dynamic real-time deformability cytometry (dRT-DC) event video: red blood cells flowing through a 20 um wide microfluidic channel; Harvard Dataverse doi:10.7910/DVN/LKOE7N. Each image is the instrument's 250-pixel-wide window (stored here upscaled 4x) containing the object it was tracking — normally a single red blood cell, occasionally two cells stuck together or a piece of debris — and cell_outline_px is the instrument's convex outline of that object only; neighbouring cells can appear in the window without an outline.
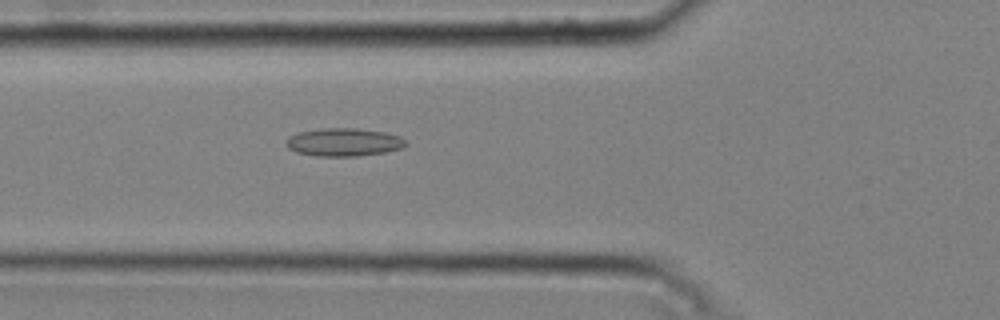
{"species": "common noctule bat (a hibernating species)", "species_latin": "Nyctalus noctula", "temperature_condition": "cold", "stored_images_in_passage": 42, "camera_frame_rate_fps": 3000, "um_per_image_px": 0.085, "animal": {"sex": "male", "body_mass_g": 20.4}, "frame": {"image": 1, "passage_image": 13, "time_ms": 4.0, "image_size_px": [1000, 320], "cell_outline_px": [[408, 144], [404, 148], [384, 152], [356, 156], [316, 156], [296, 152], [288, 148], [284, 140], [288, 136], [296, 132], [320, 128], [356, 128], [384, 132], [400, 136]], "centroid_in_image_um": [29.18, 12.08], "position_along_channel_um": 96.6, "area_um2": 19.77}}
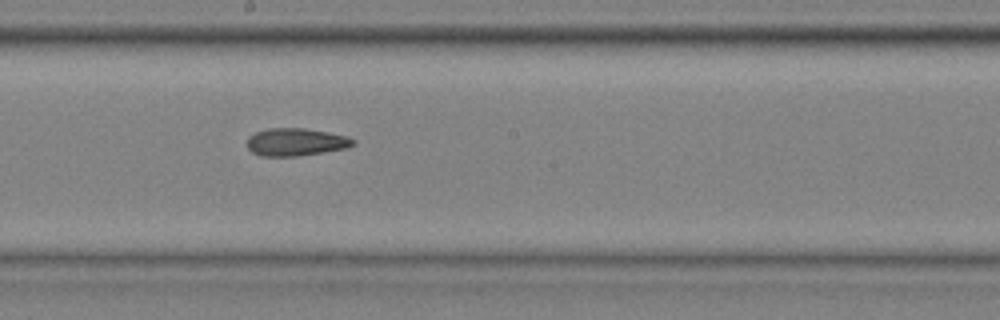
{"frame": {"image": 2, "passage_image": 23, "time_ms": 7.333, "image_size_px": [1000, 320], "cell_outline_px": [[356, 144], [348, 148], [324, 152], [296, 156], [260, 156], [252, 152], [248, 148], [248, 136], [256, 132], [268, 128], [304, 128], [328, 132], [348, 136], [356, 140]], "centroid_in_image_um": [25.18, 12.07], "position_along_channel_um": 223.0, "area_um2": 17.22}}
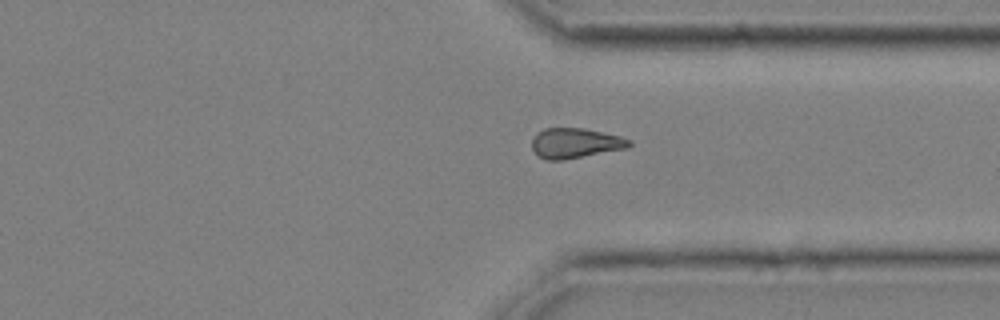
{"frame": {"image": 3, "passage_image": 34, "time_ms": 11.0, "image_size_px": [1000, 320], "cell_outline_px": [[632, 144], [628, 148], [564, 160], [544, 160], [536, 156], [532, 148], [532, 140], [536, 132], [544, 128], [584, 128], [620, 136], [632, 140]], "centroid_in_image_um": [48.88, 12.17], "position_along_channel_um": 362.5, "area_um2": 17.34}, "authors_computed_cell_mechanics": {"area_um2": 17.5134, "velocity_mm_per_s": 3.7829, "shape_relaxation_time_tau1_ms": null, "shape_relaxation_time_tau2_ms": 4.159, "deformation_change_tau1": null, "deformation_change_tau2": 0.1199}}